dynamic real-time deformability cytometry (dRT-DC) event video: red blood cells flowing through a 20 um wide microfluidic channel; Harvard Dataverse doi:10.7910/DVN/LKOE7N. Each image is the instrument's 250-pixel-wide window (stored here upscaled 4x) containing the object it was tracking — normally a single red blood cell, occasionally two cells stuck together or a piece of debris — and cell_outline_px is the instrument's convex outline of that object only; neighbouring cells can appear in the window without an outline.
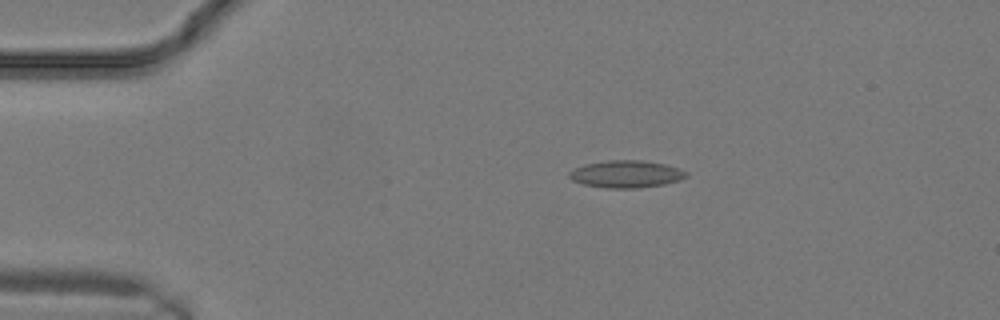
{"species": "common noctule bat (a hibernating species)", "species_latin": "Nyctalus noctula", "temperature_condition": "warm", "stored_images_in_passage": 14, "camera_frame_rate_fps": 3000, "um_per_image_px": 0.085, "animal": {"sex": "male", "body_mass_g": 19.2, "forearm_length_mm": 51.8}, "frame": {"image": 1, "passage_image": 5, "time_ms": 1.333, "image_size_px": [1000, 320], "cell_outline_px": [[688, 176], [680, 180], [664, 184], [640, 188], [604, 188], [584, 184], [572, 180], [568, 176], [568, 172], [584, 164], [608, 160], [640, 160], [664, 164], [680, 168], [688, 172]], "centroid_in_image_um": [53.24, 14.8], "position_along_channel_um": 31.8, "area_um2": 18.67}}
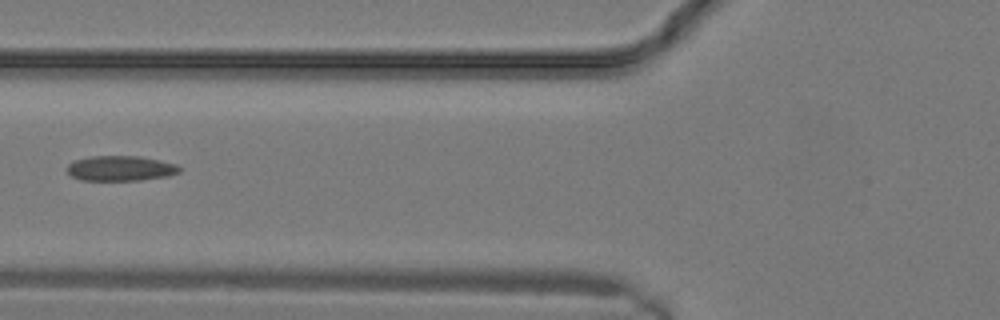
{"frame": {"image": 2, "passage_image": 10, "time_ms": 3.0, "image_size_px": [1000, 320], "cell_outline_px": [[180, 172], [168, 176], [140, 180], [84, 180], [72, 176], [68, 172], [68, 164], [76, 160], [92, 156], [140, 156], [160, 160], [176, 164], [180, 168]], "centroid_in_image_um": [10.28, 14.3], "position_along_channel_um": 115.5, "area_um2": 16.3}}
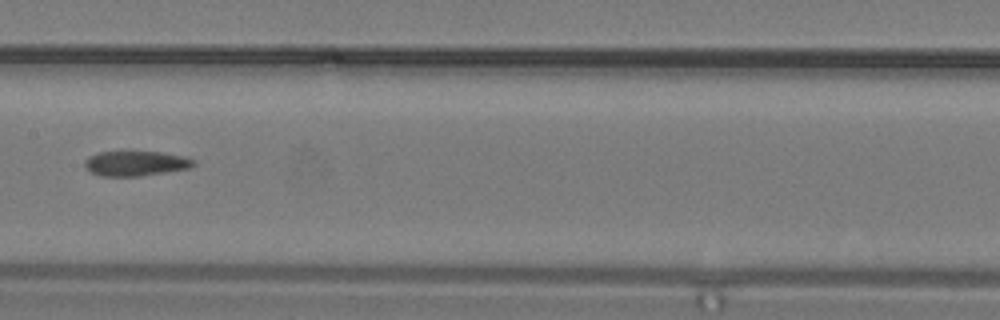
{"frame": {"image": 3, "passage_image": 13, "time_ms": 4.0, "image_size_px": [1000, 320], "cell_outline_px": [[196, 164], [192, 168], [140, 176], [100, 176], [88, 172], [84, 164], [84, 160], [88, 156], [96, 152], [160, 152], [184, 156], [196, 160]], "centroid_in_image_um": [11.53, 13.89], "position_along_channel_um": 195.9, "area_um2": 16.07}}